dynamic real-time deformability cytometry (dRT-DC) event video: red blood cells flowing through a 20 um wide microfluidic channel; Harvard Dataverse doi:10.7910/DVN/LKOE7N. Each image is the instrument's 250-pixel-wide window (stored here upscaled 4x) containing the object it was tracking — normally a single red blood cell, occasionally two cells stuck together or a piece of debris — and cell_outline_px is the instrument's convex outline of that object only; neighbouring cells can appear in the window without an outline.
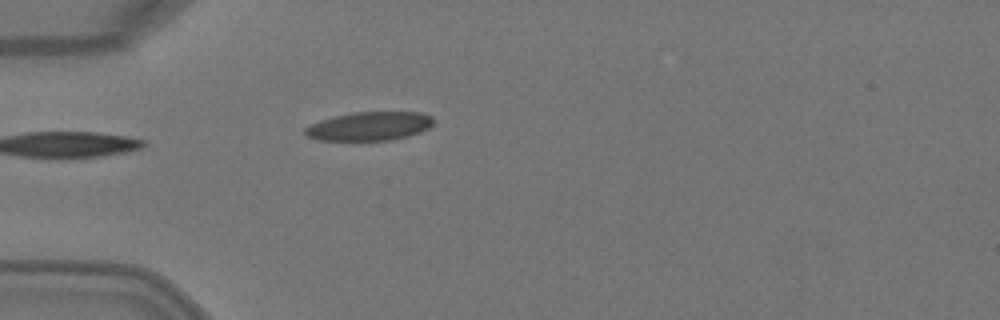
{"species": "Egyptian fruit bat (a non-hibernating species)", "species_latin": "Rousettus aegyptiacus", "temperature_condition": "warm", "stored_images_in_passage": 4, "camera_frame_rate_fps": 3000, "um_per_image_px": 0.085, "animal": {"sex": "female"}, "frame": {"image": 1, "passage_image": 4, "time_ms": 1.0, "image_size_px": [1000, 320], "cell_outline_px": [[432, 124], [428, 128], [420, 132], [408, 136], [388, 140], [316, 140], [308, 136], [304, 132], [304, 128], [320, 120], [332, 116], [352, 112], [420, 112], [432, 116]], "centroid_in_image_um": [31.38, 10.72], "position_along_channel_um": 53.6, "area_um2": 21.44}}